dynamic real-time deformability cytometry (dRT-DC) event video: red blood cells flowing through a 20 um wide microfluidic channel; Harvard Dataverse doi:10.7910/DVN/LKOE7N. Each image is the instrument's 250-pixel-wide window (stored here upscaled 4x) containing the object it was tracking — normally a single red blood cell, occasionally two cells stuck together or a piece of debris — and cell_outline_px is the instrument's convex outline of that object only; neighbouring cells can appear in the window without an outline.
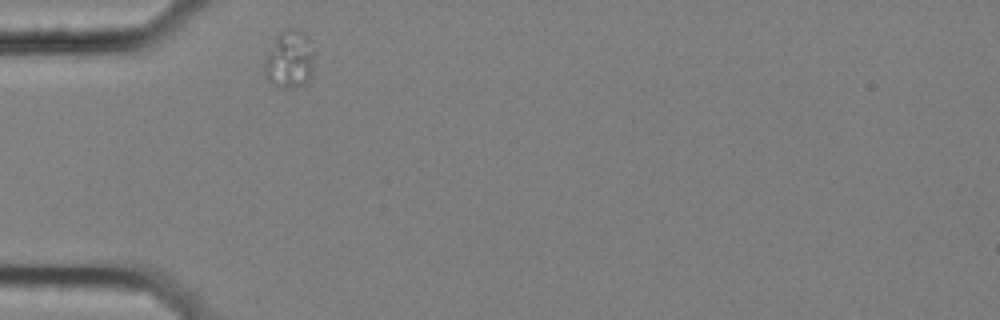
{"species": "common noctule bat (a hibernating species)", "species_latin": "Nyctalus noctula", "temperature_condition": "cold", "stored_images_in_passage": 2, "camera_frame_rate_fps": 3000, "um_per_image_px": 0.085, "animal": {"sex": "female", "body_mass_g": 25.1}, "frame": {"image": 1, "passage_image": 1, "time_ms": 0.0, "image_size_px": [1000, 320], "cell_outline_px": [[312, 76], [308, 84], [292, 88], [276, 88], [268, 80], [264, 72], [264, 60], [276, 36], [280, 32], [288, 28], [292, 28], [304, 32], [308, 36], [312, 52]], "centroid_in_image_um": [24.6, 5.1], "position_along_channel_um": 60.4, "area_um2": 16.94}}